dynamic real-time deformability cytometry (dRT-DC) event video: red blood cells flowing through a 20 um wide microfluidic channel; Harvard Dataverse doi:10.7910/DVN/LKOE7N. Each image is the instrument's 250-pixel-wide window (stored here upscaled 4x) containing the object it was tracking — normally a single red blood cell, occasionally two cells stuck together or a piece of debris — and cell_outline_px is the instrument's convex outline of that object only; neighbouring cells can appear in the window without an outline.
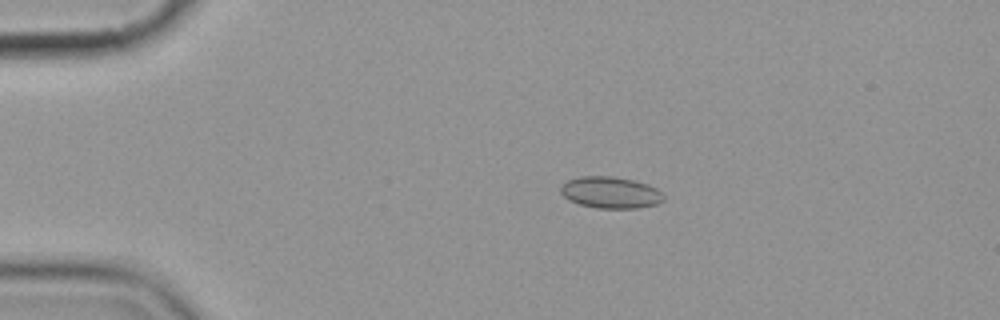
{"species": "common noctule bat (a hibernating species)", "species_latin": "Nyctalus noctula", "temperature_condition": "cold", "stored_images_in_passage": 5, "camera_frame_rate_fps": 3000, "um_per_image_px": 0.085, "animal": {"sex": "female", "body_mass_g": 19.9}, "frame": {"image": 1, "passage_image": 4, "time_ms": 3.667, "image_size_px": [1000, 320], "cell_outline_px": [[664, 200], [656, 204], [640, 208], [596, 208], [580, 204], [568, 200], [560, 192], [560, 184], [568, 180], [580, 176], [612, 176], [636, 180], [648, 184], [656, 188], [664, 196]], "centroid_in_image_um": [51.88, 16.35], "position_along_channel_um": 33.1, "area_um2": 19.13}}